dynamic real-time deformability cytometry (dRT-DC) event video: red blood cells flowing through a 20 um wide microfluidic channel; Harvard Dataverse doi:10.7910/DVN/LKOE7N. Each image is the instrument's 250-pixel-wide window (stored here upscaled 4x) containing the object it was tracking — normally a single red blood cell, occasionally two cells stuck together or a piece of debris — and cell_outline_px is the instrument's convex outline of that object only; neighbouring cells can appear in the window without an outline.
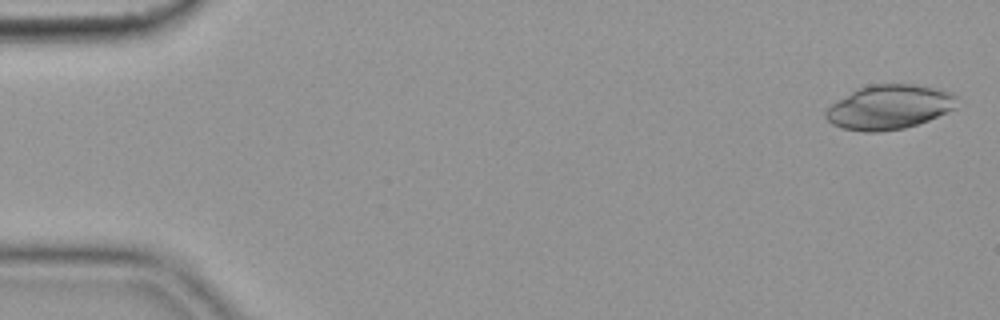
{"species": "common noctule bat (a hibernating species)", "species_latin": "Nyctalus noctula", "temperature_condition": "cold", "stored_images_in_passage": 55, "camera_frame_rate_fps": 3000, "um_per_image_px": 0.085, "animal": {"sex": "female", "body_mass_g": 19.9}, "frame": {"image": 1, "passage_image": 2, "time_ms": 0.333, "image_size_px": [1000, 320], "cell_outline_px": [[956, 108], [948, 112], [928, 120], [904, 128], [876, 132], [864, 132], [844, 128], [832, 124], [824, 116], [824, 112], [832, 104], [856, 88], [868, 84], [912, 84], [952, 92], [956, 96]], "centroid_in_image_um": [75.57, 9.1], "position_along_channel_um": 9.4, "area_um2": 33.81}}